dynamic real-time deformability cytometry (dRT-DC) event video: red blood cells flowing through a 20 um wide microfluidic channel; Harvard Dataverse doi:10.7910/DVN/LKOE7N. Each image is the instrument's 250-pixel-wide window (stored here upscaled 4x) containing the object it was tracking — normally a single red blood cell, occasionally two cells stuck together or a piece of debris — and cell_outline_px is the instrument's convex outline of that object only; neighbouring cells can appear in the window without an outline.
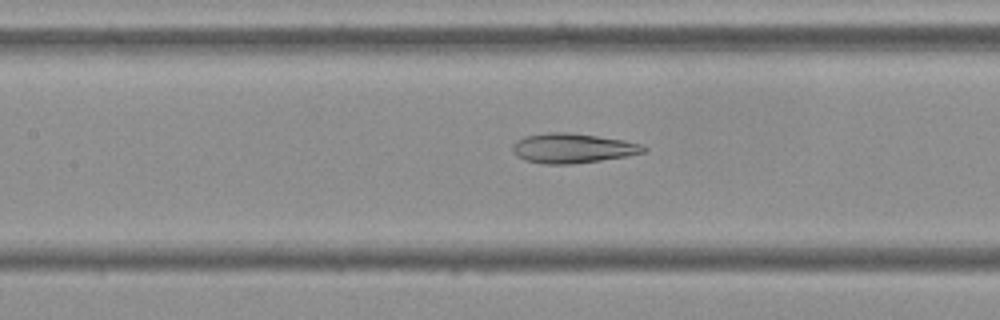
{"species": "Egyptian fruit bat (a non-hibernating species)", "species_latin": "Rousettus aegyptiacus", "temperature_condition": "cold", "stored_images_in_passage": 55, "camera_frame_rate_fps": 3000, "um_per_image_px": 0.085, "frame": {"image": 1, "passage_image": 25, "time_ms": 8.0, "image_size_px": [1000, 320], "cell_outline_px": [[648, 148], [644, 152], [628, 156], [572, 164], [544, 164], [524, 160], [516, 156], [512, 152], [512, 144], [516, 140], [524, 136], [548, 132], [568, 132], [624, 140], [644, 144]], "centroid_in_image_um": [48.65, 12.59], "position_along_channel_um": 158.8, "area_um2": 22.89}}
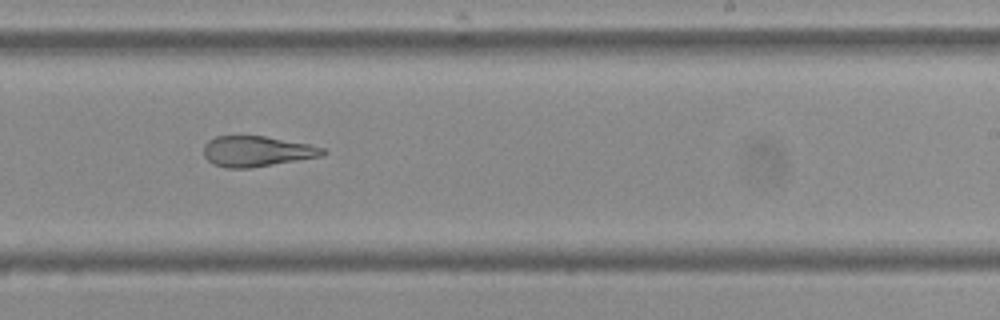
{"frame": {"image": 2, "passage_image": 34, "time_ms": 11.0, "image_size_px": [1000, 320], "cell_outline_px": [[328, 152], [324, 156], [248, 168], [224, 168], [212, 164], [204, 156], [204, 144], [208, 140], [216, 136], [264, 136], [308, 144], [324, 148]], "centroid_in_image_um": [21.82, 12.86], "position_along_channel_um": 267.2, "area_um2": 21.21}}
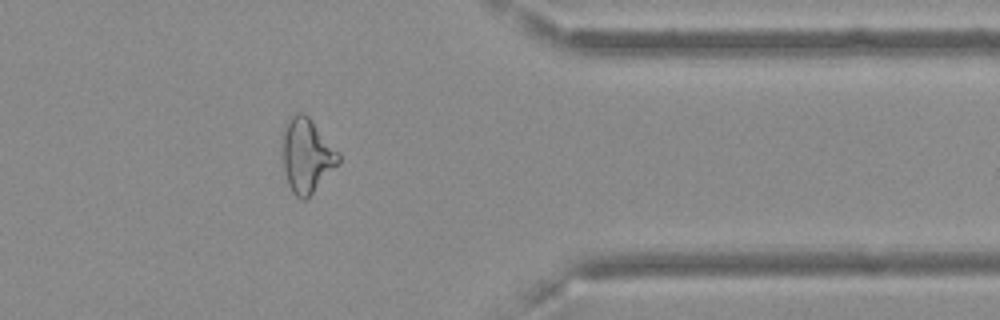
{"frame": {"image": 3, "passage_image": 45, "time_ms": 14.667, "image_size_px": [1000, 320], "cell_outline_px": [[340, 164], [304, 200], [300, 200], [292, 192], [288, 184], [284, 168], [280, 148], [284, 124], [296, 112], [304, 112], [308, 116], [340, 152]], "centroid_in_image_um": [26.06, 13.19], "position_along_channel_um": 385.3, "area_um2": 24.62}, "authors_computed_cell_mechanics": {"area_um2": 25.4898, "velocity_mm_per_s": 3.6248, "shape_relaxation_time_tau1_ms": null, "shape_relaxation_time_tau2_ms": 3.3314, "deformation_change_tau1": null, "deformation_change_tau2": 0.1106}}